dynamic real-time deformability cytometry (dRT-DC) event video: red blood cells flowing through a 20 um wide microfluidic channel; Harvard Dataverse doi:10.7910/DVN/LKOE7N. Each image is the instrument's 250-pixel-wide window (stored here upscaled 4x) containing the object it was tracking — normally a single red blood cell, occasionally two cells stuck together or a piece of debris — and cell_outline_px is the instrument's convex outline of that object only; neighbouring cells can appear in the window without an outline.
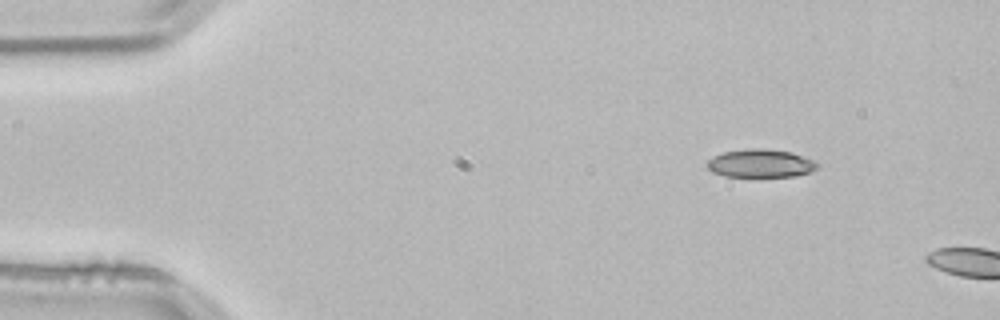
{"species": "common noctule bat (a hibernating species)", "species_latin": "Nyctalus noctula", "temperature_condition": "room temperature", "stored_images_in_passage": 5, "camera_frame_rate_fps": 3000, "um_per_image_px": 0.085, "animal": {"sex": "male", "body_mass_g": 21.5, "forearm_length_mm": 52.0}, "frame": {"image": 1, "passage_image": 1, "time_ms": 0.0, "image_size_px": [1000, 320], "cell_outline_px": [[820, 168], [812, 172], [792, 176], [724, 176], [712, 172], [704, 164], [712, 156], [724, 152], [748, 148], [764, 148], [792, 152], [812, 160], [820, 164]], "centroid_in_image_um": [64.64, 13.88], "position_along_channel_um": 20.4, "area_um2": 18.26}}